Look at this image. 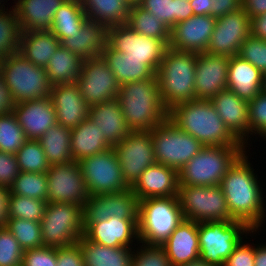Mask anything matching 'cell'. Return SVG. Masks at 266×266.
Returning a JSON list of instances; mask_svg holds the SVG:
<instances>
[{
    "mask_svg": "<svg viewBox=\"0 0 266 266\" xmlns=\"http://www.w3.org/2000/svg\"><path fill=\"white\" fill-rule=\"evenodd\" d=\"M247 154L245 151L228 169L220 187L230 216L244 221L252 230L261 231L266 220L265 195Z\"/></svg>",
    "mask_w": 266,
    "mask_h": 266,
    "instance_id": "cell-1",
    "label": "cell"
},
{
    "mask_svg": "<svg viewBox=\"0 0 266 266\" xmlns=\"http://www.w3.org/2000/svg\"><path fill=\"white\" fill-rule=\"evenodd\" d=\"M168 118L203 146H244L227 128L210 100H190L175 105Z\"/></svg>",
    "mask_w": 266,
    "mask_h": 266,
    "instance_id": "cell-2",
    "label": "cell"
},
{
    "mask_svg": "<svg viewBox=\"0 0 266 266\" xmlns=\"http://www.w3.org/2000/svg\"><path fill=\"white\" fill-rule=\"evenodd\" d=\"M117 99L131 131H150L168 118L157 75L120 85Z\"/></svg>",
    "mask_w": 266,
    "mask_h": 266,
    "instance_id": "cell-3",
    "label": "cell"
},
{
    "mask_svg": "<svg viewBox=\"0 0 266 266\" xmlns=\"http://www.w3.org/2000/svg\"><path fill=\"white\" fill-rule=\"evenodd\" d=\"M197 53L166 48L156 73L160 98L169 111L175 105L195 100Z\"/></svg>",
    "mask_w": 266,
    "mask_h": 266,
    "instance_id": "cell-4",
    "label": "cell"
},
{
    "mask_svg": "<svg viewBox=\"0 0 266 266\" xmlns=\"http://www.w3.org/2000/svg\"><path fill=\"white\" fill-rule=\"evenodd\" d=\"M184 220L177 196L139 200V242L162 246Z\"/></svg>",
    "mask_w": 266,
    "mask_h": 266,
    "instance_id": "cell-5",
    "label": "cell"
},
{
    "mask_svg": "<svg viewBox=\"0 0 266 266\" xmlns=\"http://www.w3.org/2000/svg\"><path fill=\"white\" fill-rule=\"evenodd\" d=\"M246 150L245 146H204L178 172L179 185H220L228 169Z\"/></svg>",
    "mask_w": 266,
    "mask_h": 266,
    "instance_id": "cell-6",
    "label": "cell"
},
{
    "mask_svg": "<svg viewBox=\"0 0 266 266\" xmlns=\"http://www.w3.org/2000/svg\"><path fill=\"white\" fill-rule=\"evenodd\" d=\"M0 74L15 103L50 96L52 85L45 67L34 65L18 52L1 59Z\"/></svg>",
    "mask_w": 266,
    "mask_h": 266,
    "instance_id": "cell-7",
    "label": "cell"
},
{
    "mask_svg": "<svg viewBox=\"0 0 266 266\" xmlns=\"http://www.w3.org/2000/svg\"><path fill=\"white\" fill-rule=\"evenodd\" d=\"M257 231L244 221L198 222L199 258L215 266H224L239 242Z\"/></svg>",
    "mask_w": 266,
    "mask_h": 266,
    "instance_id": "cell-8",
    "label": "cell"
},
{
    "mask_svg": "<svg viewBox=\"0 0 266 266\" xmlns=\"http://www.w3.org/2000/svg\"><path fill=\"white\" fill-rule=\"evenodd\" d=\"M43 246L67 247L84 235L83 206L48 202L40 222Z\"/></svg>",
    "mask_w": 266,
    "mask_h": 266,
    "instance_id": "cell-9",
    "label": "cell"
},
{
    "mask_svg": "<svg viewBox=\"0 0 266 266\" xmlns=\"http://www.w3.org/2000/svg\"><path fill=\"white\" fill-rule=\"evenodd\" d=\"M155 160L178 172L204 147L169 118L151 130Z\"/></svg>",
    "mask_w": 266,
    "mask_h": 266,
    "instance_id": "cell-10",
    "label": "cell"
},
{
    "mask_svg": "<svg viewBox=\"0 0 266 266\" xmlns=\"http://www.w3.org/2000/svg\"><path fill=\"white\" fill-rule=\"evenodd\" d=\"M185 220L214 222L234 220L220 185H179L177 194Z\"/></svg>",
    "mask_w": 266,
    "mask_h": 266,
    "instance_id": "cell-11",
    "label": "cell"
},
{
    "mask_svg": "<svg viewBox=\"0 0 266 266\" xmlns=\"http://www.w3.org/2000/svg\"><path fill=\"white\" fill-rule=\"evenodd\" d=\"M89 195L118 193L130 189L123 178L113 147L79 161Z\"/></svg>",
    "mask_w": 266,
    "mask_h": 266,
    "instance_id": "cell-12",
    "label": "cell"
},
{
    "mask_svg": "<svg viewBox=\"0 0 266 266\" xmlns=\"http://www.w3.org/2000/svg\"><path fill=\"white\" fill-rule=\"evenodd\" d=\"M113 149L119 160L123 178L130 187L148 167L157 163L151 130L131 131L113 146Z\"/></svg>",
    "mask_w": 266,
    "mask_h": 266,
    "instance_id": "cell-13",
    "label": "cell"
},
{
    "mask_svg": "<svg viewBox=\"0 0 266 266\" xmlns=\"http://www.w3.org/2000/svg\"><path fill=\"white\" fill-rule=\"evenodd\" d=\"M107 44L127 58L144 59L156 72L168 47L160 39L136 33L127 24L109 27Z\"/></svg>",
    "mask_w": 266,
    "mask_h": 266,
    "instance_id": "cell-14",
    "label": "cell"
},
{
    "mask_svg": "<svg viewBox=\"0 0 266 266\" xmlns=\"http://www.w3.org/2000/svg\"><path fill=\"white\" fill-rule=\"evenodd\" d=\"M47 174V202L84 206L90 197L79 162L51 165Z\"/></svg>",
    "mask_w": 266,
    "mask_h": 266,
    "instance_id": "cell-15",
    "label": "cell"
},
{
    "mask_svg": "<svg viewBox=\"0 0 266 266\" xmlns=\"http://www.w3.org/2000/svg\"><path fill=\"white\" fill-rule=\"evenodd\" d=\"M76 84L89 106L117 98L120 84L101 56L83 60Z\"/></svg>",
    "mask_w": 266,
    "mask_h": 266,
    "instance_id": "cell-16",
    "label": "cell"
},
{
    "mask_svg": "<svg viewBox=\"0 0 266 266\" xmlns=\"http://www.w3.org/2000/svg\"><path fill=\"white\" fill-rule=\"evenodd\" d=\"M250 18L243 8L216 18L206 53L233 57L251 34Z\"/></svg>",
    "mask_w": 266,
    "mask_h": 266,
    "instance_id": "cell-17",
    "label": "cell"
},
{
    "mask_svg": "<svg viewBox=\"0 0 266 266\" xmlns=\"http://www.w3.org/2000/svg\"><path fill=\"white\" fill-rule=\"evenodd\" d=\"M139 200L130 189L118 193L91 195L83 206V227L118 216L120 219H138Z\"/></svg>",
    "mask_w": 266,
    "mask_h": 266,
    "instance_id": "cell-18",
    "label": "cell"
},
{
    "mask_svg": "<svg viewBox=\"0 0 266 266\" xmlns=\"http://www.w3.org/2000/svg\"><path fill=\"white\" fill-rule=\"evenodd\" d=\"M229 57L197 53L195 99L210 100L227 89Z\"/></svg>",
    "mask_w": 266,
    "mask_h": 266,
    "instance_id": "cell-19",
    "label": "cell"
},
{
    "mask_svg": "<svg viewBox=\"0 0 266 266\" xmlns=\"http://www.w3.org/2000/svg\"><path fill=\"white\" fill-rule=\"evenodd\" d=\"M216 18L193 15L175 24L170 30L169 47L175 50L204 53L214 31Z\"/></svg>",
    "mask_w": 266,
    "mask_h": 266,
    "instance_id": "cell-20",
    "label": "cell"
},
{
    "mask_svg": "<svg viewBox=\"0 0 266 266\" xmlns=\"http://www.w3.org/2000/svg\"><path fill=\"white\" fill-rule=\"evenodd\" d=\"M84 236L89 241L107 247L135 248L140 244L138 219H120L114 216L107 220L91 222L84 229ZM133 242H137V244L134 243L135 247H133Z\"/></svg>",
    "mask_w": 266,
    "mask_h": 266,
    "instance_id": "cell-21",
    "label": "cell"
},
{
    "mask_svg": "<svg viewBox=\"0 0 266 266\" xmlns=\"http://www.w3.org/2000/svg\"><path fill=\"white\" fill-rule=\"evenodd\" d=\"M13 113L27 139L38 140L57 124L56 111L51 97L15 103Z\"/></svg>",
    "mask_w": 266,
    "mask_h": 266,
    "instance_id": "cell-22",
    "label": "cell"
},
{
    "mask_svg": "<svg viewBox=\"0 0 266 266\" xmlns=\"http://www.w3.org/2000/svg\"><path fill=\"white\" fill-rule=\"evenodd\" d=\"M50 97L58 124L72 129L88 118L90 106L83 99L76 83L52 86Z\"/></svg>",
    "mask_w": 266,
    "mask_h": 266,
    "instance_id": "cell-23",
    "label": "cell"
},
{
    "mask_svg": "<svg viewBox=\"0 0 266 266\" xmlns=\"http://www.w3.org/2000/svg\"><path fill=\"white\" fill-rule=\"evenodd\" d=\"M229 131L245 146L249 138L248 102L225 89L210 99Z\"/></svg>",
    "mask_w": 266,
    "mask_h": 266,
    "instance_id": "cell-24",
    "label": "cell"
},
{
    "mask_svg": "<svg viewBox=\"0 0 266 266\" xmlns=\"http://www.w3.org/2000/svg\"><path fill=\"white\" fill-rule=\"evenodd\" d=\"M179 186L178 171L156 163L148 167L130 187L138 200L152 197L177 196Z\"/></svg>",
    "mask_w": 266,
    "mask_h": 266,
    "instance_id": "cell-25",
    "label": "cell"
},
{
    "mask_svg": "<svg viewBox=\"0 0 266 266\" xmlns=\"http://www.w3.org/2000/svg\"><path fill=\"white\" fill-rule=\"evenodd\" d=\"M108 28L102 23L87 19L71 37L60 42V45L75 53L82 60L100 56L107 46Z\"/></svg>",
    "mask_w": 266,
    "mask_h": 266,
    "instance_id": "cell-26",
    "label": "cell"
},
{
    "mask_svg": "<svg viewBox=\"0 0 266 266\" xmlns=\"http://www.w3.org/2000/svg\"><path fill=\"white\" fill-rule=\"evenodd\" d=\"M172 266L199 259L198 222L184 220L162 245Z\"/></svg>",
    "mask_w": 266,
    "mask_h": 266,
    "instance_id": "cell-27",
    "label": "cell"
},
{
    "mask_svg": "<svg viewBox=\"0 0 266 266\" xmlns=\"http://www.w3.org/2000/svg\"><path fill=\"white\" fill-rule=\"evenodd\" d=\"M66 0H14L22 32L51 31L54 14Z\"/></svg>",
    "mask_w": 266,
    "mask_h": 266,
    "instance_id": "cell-28",
    "label": "cell"
},
{
    "mask_svg": "<svg viewBox=\"0 0 266 266\" xmlns=\"http://www.w3.org/2000/svg\"><path fill=\"white\" fill-rule=\"evenodd\" d=\"M88 118L100 127L112 147L131 132L117 98L90 106Z\"/></svg>",
    "mask_w": 266,
    "mask_h": 266,
    "instance_id": "cell-29",
    "label": "cell"
},
{
    "mask_svg": "<svg viewBox=\"0 0 266 266\" xmlns=\"http://www.w3.org/2000/svg\"><path fill=\"white\" fill-rule=\"evenodd\" d=\"M263 74L239 55L230 57L227 89L247 102L262 89Z\"/></svg>",
    "mask_w": 266,
    "mask_h": 266,
    "instance_id": "cell-30",
    "label": "cell"
},
{
    "mask_svg": "<svg viewBox=\"0 0 266 266\" xmlns=\"http://www.w3.org/2000/svg\"><path fill=\"white\" fill-rule=\"evenodd\" d=\"M99 128L86 118L77 127L71 129L70 149L74 161L79 162L112 148Z\"/></svg>",
    "mask_w": 266,
    "mask_h": 266,
    "instance_id": "cell-31",
    "label": "cell"
},
{
    "mask_svg": "<svg viewBox=\"0 0 266 266\" xmlns=\"http://www.w3.org/2000/svg\"><path fill=\"white\" fill-rule=\"evenodd\" d=\"M100 56L120 85L143 81L157 73L144 59L127 58L124 53L113 50L108 44Z\"/></svg>",
    "mask_w": 266,
    "mask_h": 266,
    "instance_id": "cell-32",
    "label": "cell"
},
{
    "mask_svg": "<svg viewBox=\"0 0 266 266\" xmlns=\"http://www.w3.org/2000/svg\"><path fill=\"white\" fill-rule=\"evenodd\" d=\"M59 46V39L51 31L22 32L18 53L34 65L46 67Z\"/></svg>",
    "mask_w": 266,
    "mask_h": 266,
    "instance_id": "cell-33",
    "label": "cell"
},
{
    "mask_svg": "<svg viewBox=\"0 0 266 266\" xmlns=\"http://www.w3.org/2000/svg\"><path fill=\"white\" fill-rule=\"evenodd\" d=\"M85 266H132L133 250L129 247H107L89 241L84 235L78 240Z\"/></svg>",
    "mask_w": 266,
    "mask_h": 266,
    "instance_id": "cell-34",
    "label": "cell"
},
{
    "mask_svg": "<svg viewBox=\"0 0 266 266\" xmlns=\"http://www.w3.org/2000/svg\"><path fill=\"white\" fill-rule=\"evenodd\" d=\"M81 4L88 19L107 28L128 22L131 5L127 0H81Z\"/></svg>",
    "mask_w": 266,
    "mask_h": 266,
    "instance_id": "cell-35",
    "label": "cell"
},
{
    "mask_svg": "<svg viewBox=\"0 0 266 266\" xmlns=\"http://www.w3.org/2000/svg\"><path fill=\"white\" fill-rule=\"evenodd\" d=\"M83 60L61 45L45 67L50 84L76 83L81 73Z\"/></svg>",
    "mask_w": 266,
    "mask_h": 266,
    "instance_id": "cell-36",
    "label": "cell"
},
{
    "mask_svg": "<svg viewBox=\"0 0 266 266\" xmlns=\"http://www.w3.org/2000/svg\"><path fill=\"white\" fill-rule=\"evenodd\" d=\"M70 138L71 128L57 123L38 139L50 165L73 161Z\"/></svg>",
    "mask_w": 266,
    "mask_h": 266,
    "instance_id": "cell-37",
    "label": "cell"
},
{
    "mask_svg": "<svg viewBox=\"0 0 266 266\" xmlns=\"http://www.w3.org/2000/svg\"><path fill=\"white\" fill-rule=\"evenodd\" d=\"M88 19L82 8L81 1L66 0L56 11L53 17L51 32L61 42L79 31L83 23Z\"/></svg>",
    "mask_w": 266,
    "mask_h": 266,
    "instance_id": "cell-38",
    "label": "cell"
},
{
    "mask_svg": "<svg viewBox=\"0 0 266 266\" xmlns=\"http://www.w3.org/2000/svg\"><path fill=\"white\" fill-rule=\"evenodd\" d=\"M138 5L154 14L170 30L175 24L194 15L186 0H141Z\"/></svg>",
    "mask_w": 266,
    "mask_h": 266,
    "instance_id": "cell-39",
    "label": "cell"
},
{
    "mask_svg": "<svg viewBox=\"0 0 266 266\" xmlns=\"http://www.w3.org/2000/svg\"><path fill=\"white\" fill-rule=\"evenodd\" d=\"M127 25L136 33L162 40L167 46L170 42V29L154 14L138 4L131 5Z\"/></svg>",
    "mask_w": 266,
    "mask_h": 266,
    "instance_id": "cell-40",
    "label": "cell"
},
{
    "mask_svg": "<svg viewBox=\"0 0 266 266\" xmlns=\"http://www.w3.org/2000/svg\"><path fill=\"white\" fill-rule=\"evenodd\" d=\"M12 7V8H11ZM9 9L0 10V58L18 52L22 29L14 11V5Z\"/></svg>",
    "mask_w": 266,
    "mask_h": 266,
    "instance_id": "cell-41",
    "label": "cell"
},
{
    "mask_svg": "<svg viewBox=\"0 0 266 266\" xmlns=\"http://www.w3.org/2000/svg\"><path fill=\"white\" fill-rule=\"evenodd\" d=\"M47 203L48 202L36 198L9 193L7 218H20L41 222Z\"/></svg>",
    "mask_w": 266,
    "mask_h": 266,
    "instance_id": "cell-42",
    "label": "cell"
},
{
    "mask_svg": "<svg viewBox=\"0 0 266 266\" xmlns=\"http://www.w3.org/2000/svg\"><path fill=\"white\" fill-rule=\"evenodd\" d=\"M4 227L12 233L24 251L43 246L40 222L7 218Z\"/></svg>",
    "mask_w": 266,
    "mask_h": 266,
    "instance_id": "cell-43",
    "label": "cell"
},
{
    "mask_svg": "<svg viewBox=\"0 0 266 266\" xmlns=\"http://www.w3.org/2000/svg\"><path fill=\"white\" fill-rule=\"evenodd\" d=\"M15 156L22 172L46 173L51 166L38 140L28 139Z\"/></svg>",
    "mask_w": 266,
    "mask_h": 266,
    "instance_id": "cell-44",
    "label": "cell"
},
{
    "mask_svg": "<svg viewBox=\"0 0 266 266\" xmlns=\"http://www.w3.org/2000/svg\"><path fill=\"white\" fill-rule=\"evenodd\" d=\"M10 194L36 198L47 202V174L20 171L9 188Z\"/></svg>",
    "mask_w": 266,
    "mask_h": 266,
    "instance_id": "cell-45",
    "label": "cell"
},
{
    "mask_svg": "<svg viewBox=\"0 0 266 266\" xmlns=\"http://www.w3.org/2000/svg\"><path fill=\"white\" fill-rule=\"evenodd\" d=\"M27 137L13 112L0 115V151L16 154Z\"/></svg>",
    "mask_w": 266,
    "mask_h": 266,
    "instance_id": "cell-46",
    "label": "cell"
},
{
    "mask_svg": "<svg viewBox=\"0 0 266 266\" xmlns=\"http://www.w3.org/2000/svg\"><path fill=\"white\" fill-rule=\"evenodd\" d=\"M249 137L251 135L266 140V94L259 92L248 102Z\"/></svg>",
    "mask_w": 266,
    "mask_h": 266,
    "instance_id": "cell-47",
    "label": "cell"
},
{
    "mask_svg": "<svg viewBox=\"0 0 266 266\" xmlns=\"http://www.w3.org/2000/svg\"><path fill=\"white\" fill-rule=\"evenodd\" d=\"M24 250L12 233L0 227V266H22Z\"/></svg>",
    "mask_w": 266,
    "mask_h": 266,
    "instance_id": "cell-48",
    "label": "cell"
},
{
    "mask_svg": "<svg viewBox=\"0 0 266 266\" xmlns=\"http://www.w3.org/2000/svg\"><path fill=\"white\" fill-rule=\"evenodd\" d=\"M238 55L250 62L262 74L266 73V40L250 34L241 44Z\"/></svg>",
    "mask_w": 266,
    "mask_h": 266,
    "instance_id": "cell-49",
    "label": "cell"
},
{
    "mask_svg": "<svg viewBox=\"0 0 266 266\" xmlns=\"http://www.w3.org/2000/svg\"><path fill=\"white\" fill-rule=\"evenodd\" d=\"M141 244L133 250L132 266H172L162 246Z\"/></svg>",
    "mask_w": 266,
    "mask_h": 266,
    "instance_id": "cell-50",
    "label": "cell"
},
{
    "mask_svg": "<svg viewBox=\"0 0 266 266\" xmlns=\"http://www.w3.org/2000/svg\"><path fill=\"white\" fill-rule=\"evenodd\" d=\"M22 266H57V248L42 246L25 250Z\"/></svg>",
    "mask_w": 266,
    "mask_h": 266,
    "instance_id": "cell-51",
    "label": "cell"
},
{
    "mask_svg": "<svg viewBox=\"0 0 266 266\" xmlns=\"http://www.w3.org/2000/svg\"><path fill=\"white\" fill-rule=\"evenodd\" d=\"M19 173L15 154L0 151V186L9 189Z\"/></svg>",
    "mask_w": 266,
    "mask_h": 266,
    "instance_id": "cell-52",
    "label": "cell"
},
{
    "mask_svg": "<svg viewBox=\"0 0 266 266\" xmlns=\"http://www.w3.org/2000/svg\"><path fill=\"white\" fill-rule=\"evenodd\" d=\"M242 239L231 255L225 260L224 266H254L255 244ZM251 244V245H250ZM254 245V246H253Z\"/></svg>",
    "mask_w": 266,
    "mask_h": 266,
    "instance_id": "cell-53",
    "label": "cell"
},
{
    "mask_svg": "<svg viewBox=\"0 0 266 266\" xmlns=\"http://www.w3.org/2000/svg\"><path fill=\"white\" fill-rule=\"evenodd\" d=\"M57 266H85L79 243L57 248Z\"/></svg>",
    "mask_w": 266,
    "mask_h": 266,
    "instance_id": "cell-54",
    "label": "cell"
},
{
    "mask_svg": "<svg viewBox=\"0 0 266 266\" xmlns=\"http://www.w3.org/2000/svg\"><path fill=\"white\" fill-rule=\"evenodd\" d=\"M211 16L218 18L220 16L233 13L242 8L239 0H210Z\"/></svg>",
    "mask_w": 266,
    "mask_h": 266,
    "instance_id": "cell-55",
    "label": "cell"
},
{
    "mask_svg": "<svg viewBox=\"0 0 266 266\" xmlns=\"http://www.w3.org/2000/svg\"><path fill=\"white\" fill-rule=\"evenodd\" d=\"M15 102L12 99L9 88L5 85L4 79L0 74V115L13 112Z\"/></svg>",
    "mask_w": 266,
    "mask_h": 266,
    "instance_id": "cell-56",
    "label": "cell"
},
{
    "mask_svg": "<svg viewBox=\"0 0 266 266\" xmlns=\"http://www.w3.org/2000/svg\"><path fill=\"white\" fill-rule=\"evenodd\" d=\"M242 8L251 19L266 14V0H245Z\"/></svg>",
    "mask_w": 266,
    "mask_h": 266,
    "instance_id": "cell-57",
    "label": "cell"
},
{
    "mask_svg": "<svg viewBox=\"0 0 266 266\" xmlns=\"http://www.w3.org/2000/svg\"><path fill=\"white\" fill-rule=\"evenodd\" d=\"M251 35L266 40V14L250 19Z\"/></svg>",
    "mask_w": 266,
    "mask_h": 266,
    "instance_id": "cell-58",
    "label": "cell"
},
{
    "mask_svg": "<svg viewBox=\"0 0 266 266\" xmlns=\"http://www.w3.org/2000/svg\"><path fill=\"white\" fill-rule=\"evenodd\" d=\"M194 15H210L211 16V2L210 0H191L189 1Z\"/></svg>",
    "mask_w": 266,
    "mask_h": 266,
    "instance_id": "cell-59",
    "label": "cell"
},
{
    "mask_svg": "<svg viewBox=\"0 0 266 266\" xmlns=\"http://www.w3.org/2000/svg\"><path fill=\"white\" fill-rule=\"evenodd\" d=\"M8 195L9 189L0 186V227L5 226L7 219Z\"/></svg>",
    "mask_w": 266,
    "mask_h": 266,
    "instance_id": "cell-60",
    "label": "cell"
},
{
    "mask_svg": "<svg viewBox=\"0 0 266 266\" xmlns=\"http://www.w3.org/2000/svg\"><path fill=\"white\" fill-rule=\"evenodd\" d=\"M261 244H255L254 266H266V243Z\"/></svg>",
    "mask_w": 266,
    "mask_h": 266,
    "instance_id": "cell-61",
    "label": "cell"
},
{
    "mask_svg": "<svg viewBox=\"0 0 266 266\" xmlns=\"http://www.w3.org/2000/svg\"><path fill=\"white\" fill-rule=\"evenodd\" d=\"M181 266H215V265H212V264H209L207 262H204L203 260H201L199 258L197 260L191 261V262H189L187 264H183Z\"/></svg>",
    "mask_w": 266,
    "mask_h": 266,
    "instance_id": "cell-62",
    "label": "cell"
},
{
    "mask_svg": "<svg viewBox=\"0 0 266 266\" xmlns=\"http://www.w3.org/2000/svg\"><path fill=\"white\" fill-rule=\"evenodd\" d=\"M261 91L266 94V73L263 74V80H262V89Z\"/></svg>",
    "mask_w": 266,
    "mask_h": 266,
    "instance_id": "cell-63",
    "label": "cell"
},
{
    "mask_svg": "<svg viewBox=\"0 0 266 266\" xmlns=\"http://www.w3.org/2000/svg\"><path fill=\"white\" fill-rule=\"evenodd\" d=\"M129 3H130V5H136V4H138L141 0H127Z\"/></svg>",
    "mask_w": 266,
    "mask_h": 266,
    "instance_id": "cell-64",
    "label": "cell"
},
{
    "mask_svg": "<svg viewBox=\"0 0 266 266\" xmlns=\"http://www.w3.org/2000/svg\"><path fill=\"white\" fill-rule=\"evenodd\" d=\"M2 2H4V0H0V10L5 9L4 3H2Z\"/></svg>",
    "mask_w": 266,
    "mask_h": 266,
    "instance_id": "cell-65",
    "label": "cell"
}]
</instances>
